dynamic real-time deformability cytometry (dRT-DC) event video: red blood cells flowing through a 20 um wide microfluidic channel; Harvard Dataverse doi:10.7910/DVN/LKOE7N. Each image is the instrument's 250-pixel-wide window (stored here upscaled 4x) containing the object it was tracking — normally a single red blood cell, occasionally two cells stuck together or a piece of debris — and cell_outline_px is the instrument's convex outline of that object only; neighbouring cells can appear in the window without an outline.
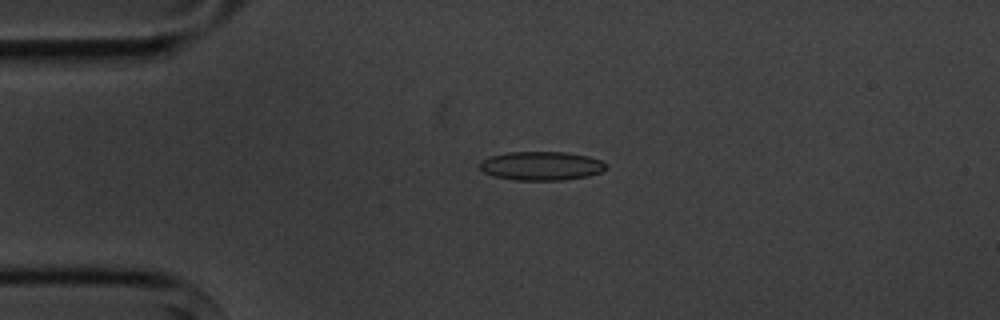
{"species": "common noctule bat (a hibernating species)", "species_latin": "Nyctalus noctula", "temperature_condition": "cold", "stored_images_in_passage": 3, "camera_frame_rate_fps": 3000, "um_per_image_px": 0.085, "animal": {"sex": "male", "body_mass_g": 20.1, "forearm_length_mm": 53.5}, "frame": {"image": 1, "passage_image": 1, "time_ms": 0.0, "image_size_px": [1000, 320], "cell_outline_px": [[608, 164], [600, 172], [588, 176], [564, 180], [516, 180], [492, 176], [484, 172], [480, 168], [480, 160], [492, 156], [508, 152], [564, 152], [588, 156], [600, 160]], "centroid_in_image_um": [46.0, 14.1], "position_along_channel_um": 39.0, "area_um2": 21.15}}
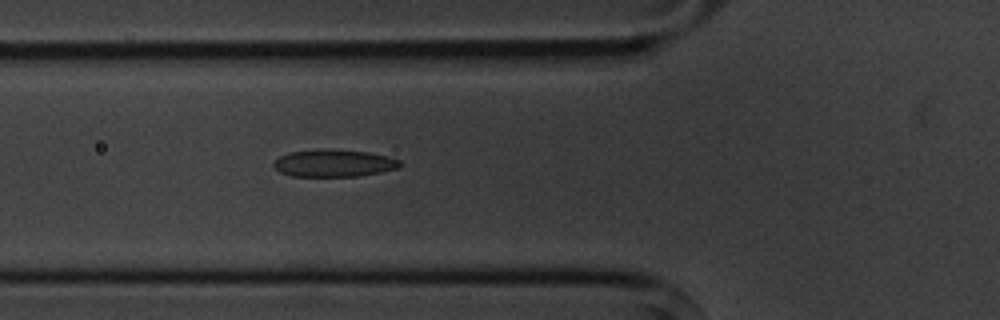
{"frame": {"image": 2, "passage_image": 3, "time_ms": 2.333, "image_size_px": [1000, 320], "cell_outline_px": [[404, 164], [400, 168], [360, 176], [292, 176], [280, 172], [272, 164], [280, 156], [288, 152], [316, 148], [332, 148], [368, 152], [388, 156], [400, 160]], "centroid_in_image_um": [28.41, 13.85], "position_along_channel_um": 97.4, "area_um2": 20.52}}